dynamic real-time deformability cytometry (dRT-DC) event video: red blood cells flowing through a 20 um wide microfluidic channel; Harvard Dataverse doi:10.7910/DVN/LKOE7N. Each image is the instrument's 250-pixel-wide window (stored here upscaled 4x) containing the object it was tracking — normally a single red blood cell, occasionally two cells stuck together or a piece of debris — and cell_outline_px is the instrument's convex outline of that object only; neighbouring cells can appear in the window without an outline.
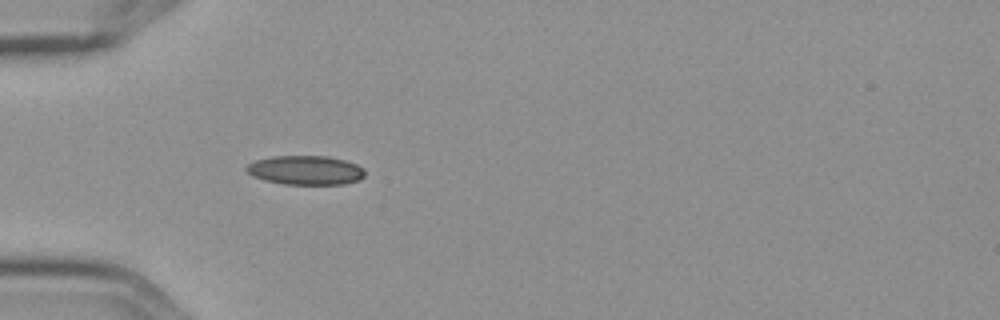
{"species": "Egyptian fruit bat (a non-hibernating species)", "species_latin": "Rousettus aegyptiacus", "temperature_condition": "cold", "stored_images_in_passage": 4, "camera_frame_rate_fps": 3000, "um_per_image_px": 0.085, "frame": {"image": 1, "passage_image": 4, "time_ms": 1.0, "image_size_px": [1000, 320], "cell_outline_px": [[364, 176], [360, 180], [344, 184], [284, 184], [264, 180], [252, 176], [244, 168], [248, 164], [256, 160], [272, 156], [328, 156], [344, 160], [356, 164], [364, 168]], "centroid_in_image_um": [25.97, 14.46], "position_along_channel_um": 59.0, "area_um2": 20.17}}